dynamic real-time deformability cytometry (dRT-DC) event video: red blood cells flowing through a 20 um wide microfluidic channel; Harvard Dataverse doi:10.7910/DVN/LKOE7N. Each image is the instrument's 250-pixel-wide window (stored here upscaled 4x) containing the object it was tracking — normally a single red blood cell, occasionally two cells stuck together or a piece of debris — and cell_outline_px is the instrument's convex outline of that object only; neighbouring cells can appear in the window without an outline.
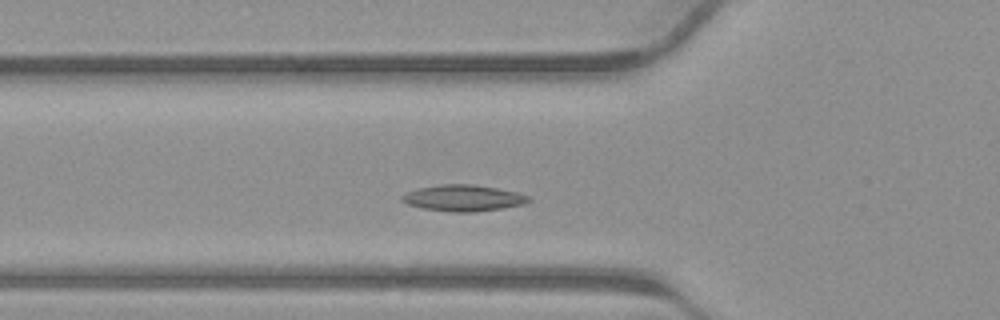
{"species": "common noctule bat (a hibernating species)", "species_latin": "Nyctalus noctula", "temperature_condition": "warm", "stored_images_in_passage": 35, "camera_frame_rate_fps": 3000, "um_per_image_px": 0.085, "animal": {"sex": "male", "body_mass_g": 23.1, "forearm_length_mm": 52.7}, "frame": {"image": 1, "passage_image": 9, "time_ms": 2.667, "image_size_px": [1000, 320], "cell_outline_px": [[532, 200], [524, 204], [504, 208], [476, 212], [452, 212], [424, 208], [408, 204], [400, 200], [400, 196], [408, 192], [420, 188], [440, 184], [472, 184], [496, 188], [516, 192], [532, 196]], "centroid_in_image_um": [39.43, 16.83], "position_along_channel_um": 86.4, "area_um2": 19.42}}
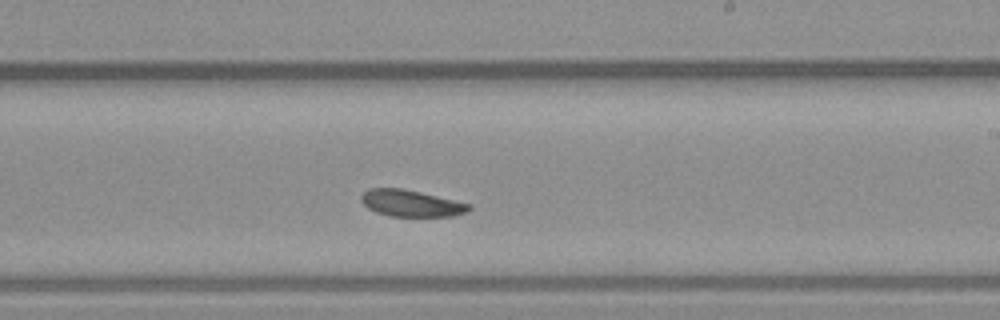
{"frame": {"image": 2, "passage_image": 19, "time_ms": 6.0, "image_size_px": [1000, 320], "cell_outline_px": [[472, 208], [468, 212], [452, 216], [388, 216], [376, 212], [368, 208], [364, 204], [360, 196], [368, 188], [400, 188], [420, 192], [472, 204]], "centroid_in_image_um": [34.96, 17.28], "position_along_channel_um": 254.0, "area_um2": 16.7}}
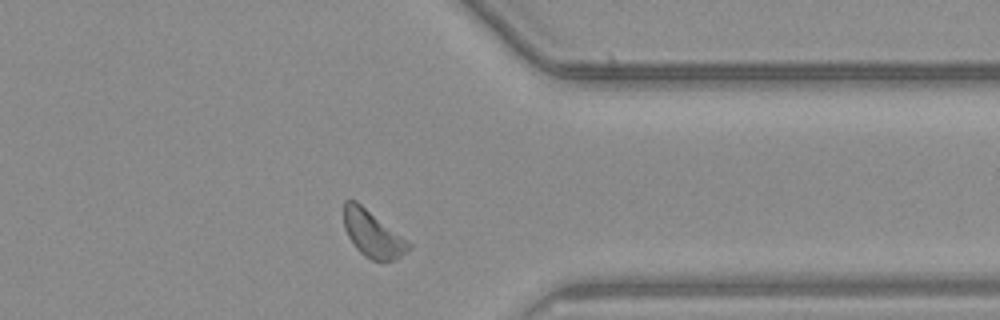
{"frame": {"image": 3, "passage_image": 27, "time_ms": 8.667, "image_size_px": [1000, 320], "cell_outline_px": [[412, 244], [400, 256], [392, 260], [372, 260], [364, 256], [356, 248], [348, 236], [344, 228], [344, 200], [356, 200]], "centroid_in_image_um": [31.63, 19.86], "position_along_channel_um": 379.8, "area_um2": 17.17}}